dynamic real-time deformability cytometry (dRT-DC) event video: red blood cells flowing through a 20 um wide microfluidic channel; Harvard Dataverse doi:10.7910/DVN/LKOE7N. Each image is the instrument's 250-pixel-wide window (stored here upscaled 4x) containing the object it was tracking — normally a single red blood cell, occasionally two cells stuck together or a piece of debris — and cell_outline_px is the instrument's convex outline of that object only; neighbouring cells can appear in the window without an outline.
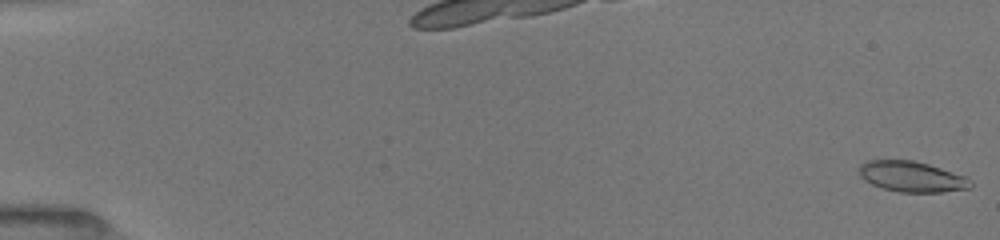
{"species": "common noctule bat (a hibernating species)", "species_latin": "Nyctalus noctula", "temperature_condition": "room temperature", "stored_images_in_passage": 20, "camera_frame_rate_fps": 3000, "um_per_image_px": 0.085, "animal": {"sex": "female", "body_mass_g": 19.5, "forearm_length_mm": 54.1}, "frame": {"image": 1, "passage_image": 1, "time_ms": 0.0, "image_size_px": [1000, 240], "cell_outline_px": [[972, 188], [944, 192], [900, 192], [880, 188], [864, 180], [856, 172], [860, 164], [864, 160], [912, 160], [928, 164], [964, 176], [972, 180]], "centroid_in_image_um": [77.45, 15.02], "position_along_channel_um": 7.5, "area_um2": 20.11}}
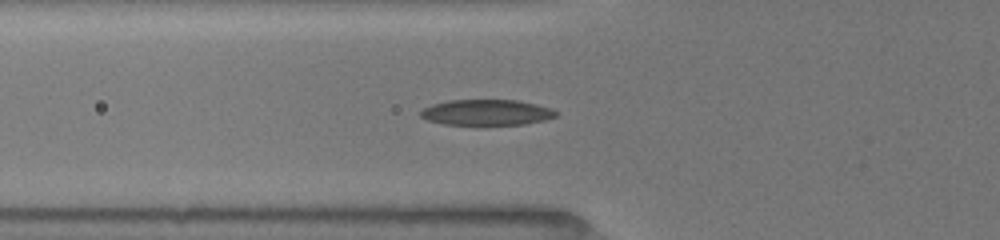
{"frame": {"image": 2, "passage_image": 18, "time_ms": 6.333, "image_size_px": [1000, 240], "cell_outline_px": [[560, 112], [556, 116], [544, 120], [524, 124], [484, 128], [444, 124], [428, 120], [420, 116], [420, 112], [424, 108], [432, 104], [448, 100], [520, 100], [552, 108]], "centroid_in_image_um": [41.38, 9.6], "position_along_channel_um": 84.4, "area_um2": 21.39}}
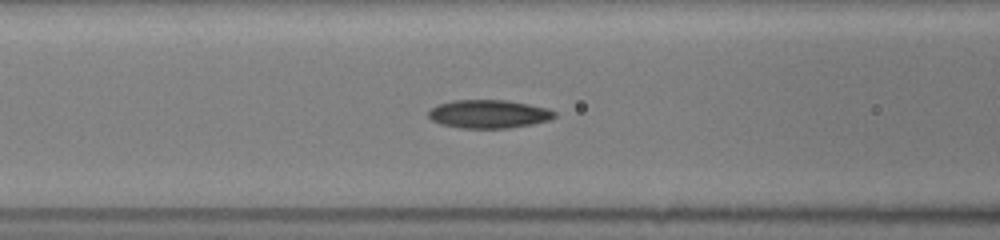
{"frame": {"image": 3, "passage_image": 20, "time_ms": 7.333, "image_size_px": [1000, 240], "cell_outline_px": [[556, 116], [548, 120], [532, 124], [508, 128], [460, 128], [440, 124], [432, 120], [428, 116], [428, 112], [436, 104], [452, 100], [508, 100], [548, 108], [556, 112]], "centroid_in_image_um": [41.52, 9.68], "position_along_channel_um": 125.1, "area_um2": 20.92}}